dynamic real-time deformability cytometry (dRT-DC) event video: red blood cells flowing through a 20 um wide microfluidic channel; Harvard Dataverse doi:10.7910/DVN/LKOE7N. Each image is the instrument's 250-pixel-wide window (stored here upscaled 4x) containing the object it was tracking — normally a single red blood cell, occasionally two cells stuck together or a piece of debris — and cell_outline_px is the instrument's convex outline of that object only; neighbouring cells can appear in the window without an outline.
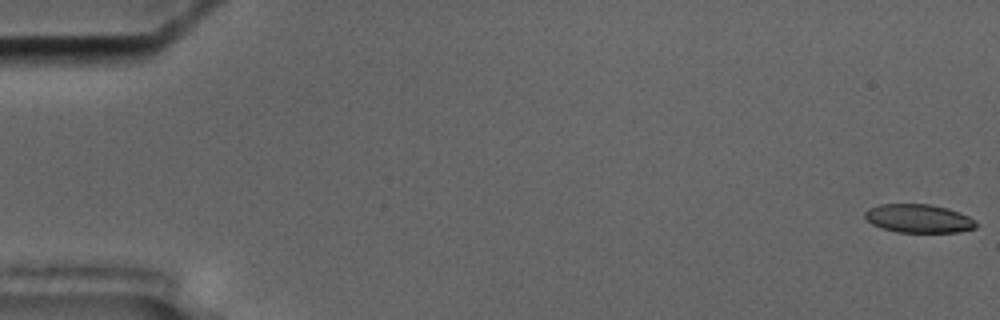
{"species": "common noctule bat (a hibernating species)", "species_latin": "Nyctalus noctula", "temperature_condition": "cold", "stored_images_in_passage": 6, "camera_frame_rate_fps": 3000, "um_per_image_px": 0.085, "animal": {"sex": "male", "body_mass_g": 17.5, "forearm_length_mm": 52.3}, "frame": {"image": 1, "passage_image": 1, "time_ms": 0.0, "image_size_px": [1000, 320], "cell_outline_px": [[976, 228], [960, 232], [896, 232], [872, 224], [864, 216], [864, 212], [868, 208], [880, 204], [928, 204], [948, 208], [960, 212], [976, 220]], "centroid_in_image_um": [78.1, 18.57], "position_along_channel_um": 6.9, "area_um2": 18.5}}
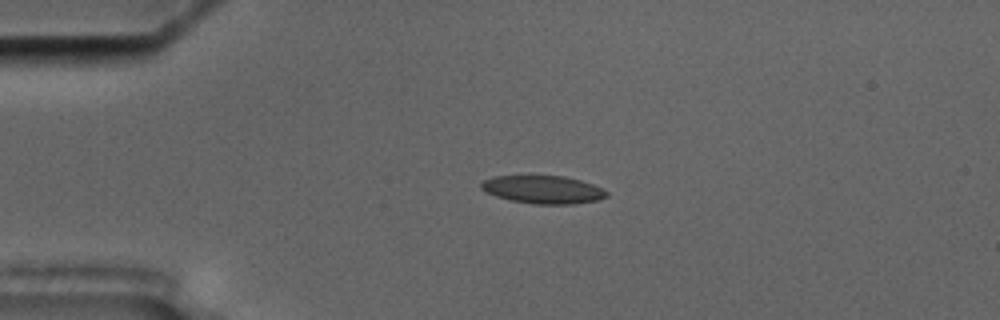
{"frame": {"image": 2, "passage_image": 5, "time_ms": 4.333, "image_size_px": [1000, 320], "cell_outline_px": [[608, 196], [600, 200], [572, 204], [532, 204], [512, 200], [496, 196], [484, 192], [480, 188], [480, 184], [484, 180], [492, 176], [564, 176], [580, 180], [604, 188], [608, 192]], "centroid_in_image_um": [46.17, 16.12], "position_along_channel_um": 38.8, "area_um2": 20.58}}